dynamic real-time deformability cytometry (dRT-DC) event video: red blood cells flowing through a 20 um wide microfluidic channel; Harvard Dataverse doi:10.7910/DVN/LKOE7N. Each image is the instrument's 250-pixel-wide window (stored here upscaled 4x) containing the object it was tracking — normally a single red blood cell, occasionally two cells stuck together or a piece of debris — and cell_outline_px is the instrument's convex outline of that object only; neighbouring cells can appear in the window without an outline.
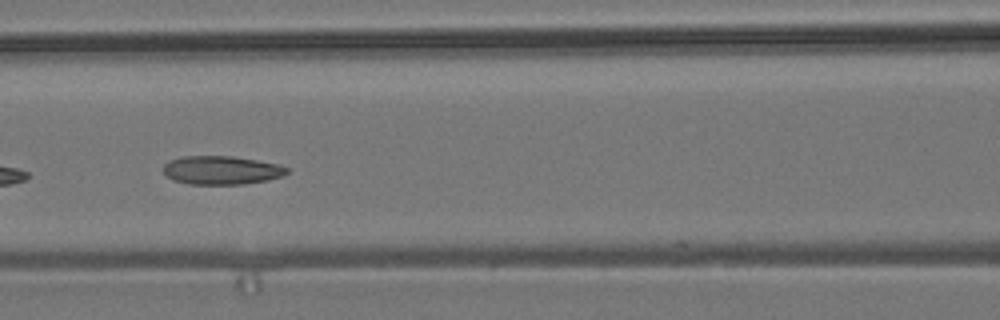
{"species": "common noctule bat (a hibernating species)", "species_latin": "Nyctalus noctula", "temperature_condition": "room temperature", "stored_images_in_passage": 10, "camera_frame_rate_fps": 3000, "um_per_image_px": 0.085, "animal": {"sex": "male", "body_mass_g": 19.2, "forearm_length_mm": 51.8}, "frame": {"image": 1, "passage_image": 6, "time_ms": 1.667, "image_size_px": [1000, 320], "cell_outline_px": [[288, 172], [284, 176], [268, 180], [244, 184], [188, 184], [172, 180], [164, 172], [164, 164], [168, 160], [184, 156], [232, 156], [280, 164], [288, 168]], "centroid_in_image_um": [18.84, 14.47], "position_along_channel_um": 147.8, "area_um2": 20.69}}
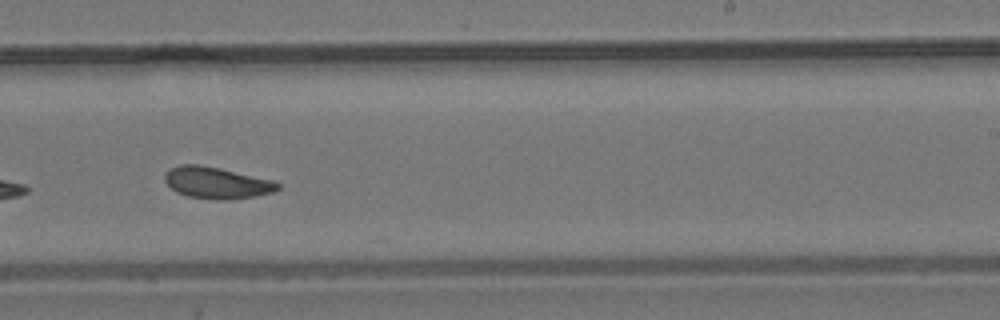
{"frame": {"image": 2, "passage_image": 9, "time_ms": 2.667, "image_size_px": [1000, 320], "cell_outline_px": [[280, 188], [272, 192], [256, 196], [232, 200], [220, 200], [188, 196], [176, 192], [164, 180], [164, 176], [172, 168], [180, 164], [200, 164], [220, 168], [272, 180], [280, 184]], "centroid_in_image_um": [18.43, 15.54], "position_along_channel_um": 270.6, "area_um2": 20.69}}
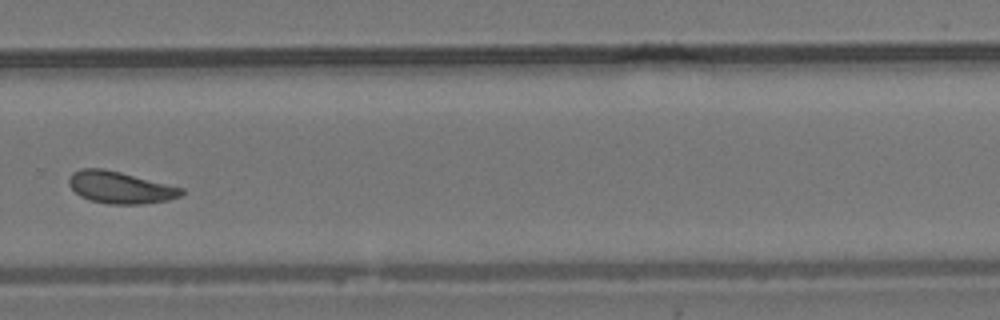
{"frame": {"image": 3, "passage_image": 10, "time_ms": 3.0, "image_size_px": [1000, 320], "cell_outline_px": [[184, 192], [180, 196], [168, 200], [140, 204], [108, 204], [92, 200], [80, 196], [68, 184], [68, 180], [72, 172], [80, 168], [104, 168], [184, 188]], "centroid_in_image_um": [10.2, 15.92], "position_along_channel_um": 319.6, "area_um2": 20.87}}